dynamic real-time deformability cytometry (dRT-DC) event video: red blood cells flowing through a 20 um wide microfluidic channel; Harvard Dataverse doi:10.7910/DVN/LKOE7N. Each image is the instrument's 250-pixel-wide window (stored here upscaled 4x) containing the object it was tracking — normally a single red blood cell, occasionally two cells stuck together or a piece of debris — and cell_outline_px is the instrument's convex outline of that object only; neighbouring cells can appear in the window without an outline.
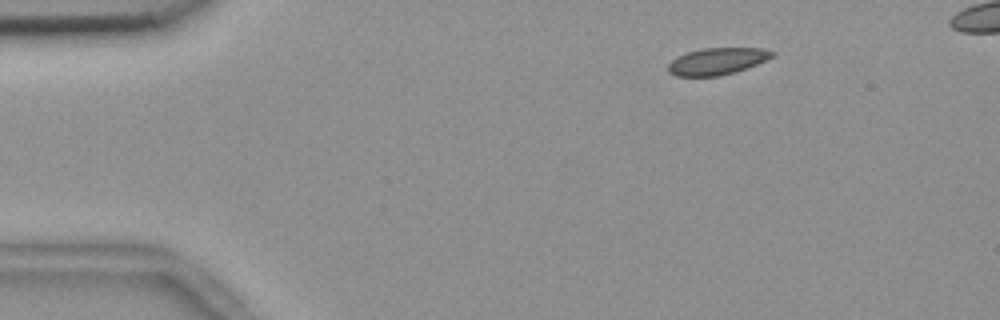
{"species": "common noctule bat (a hibernating species)", "species_latin": "Nyctalus noctula", "temperature_condition": "room temperature", "stored_images_in_passage": 53, "camera_frame_rate_fps": 3000, "um_per_image_px": 0.085, "animal": {"sex": "female", "body_mass_g": 18.4}, "frame": {"image": 1, "passage_image": 8, "time_ms": 2.333, "image_size_px": [1000, 320], "cell_outline_px": [[776, 52], [772, 56], [756, 64], [736, 72], [720, 76], [676, 76], [668, 72], [668, 64], [672, 60], [688, 52], [700, 48], [760, 48]], "centroid_in_image_um": [60.93, 5.21], "position_along_channel_um": 24.1, "area_um2": 16.13}}
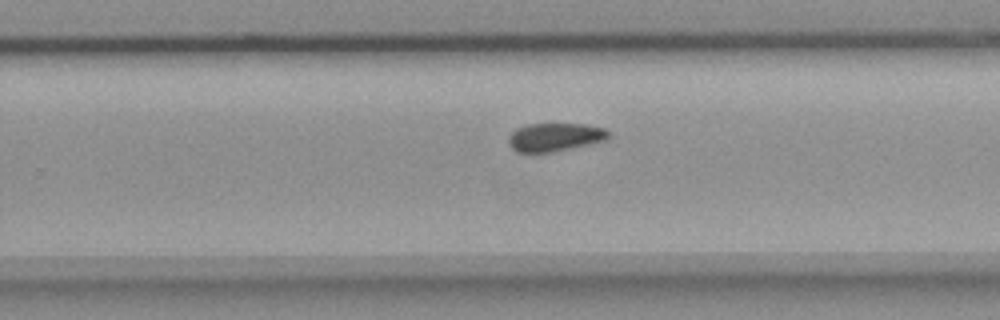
{"frame": {"image": 2, "passage_image": 35, "time_ms": 11.333, "image_size_px": [1000, 320], "cell_outline_px": [[612, 136], [608, 140], [552, 152], [516, 152], [508, 144], [508, 136], [516, 128], [528, 124], [588, 124], [604, 128], [612, 132]], "centroid_in_image_um": [47.21, 11.65], "position_along_channel_um": 282.6, "area_um2": 16.76}}
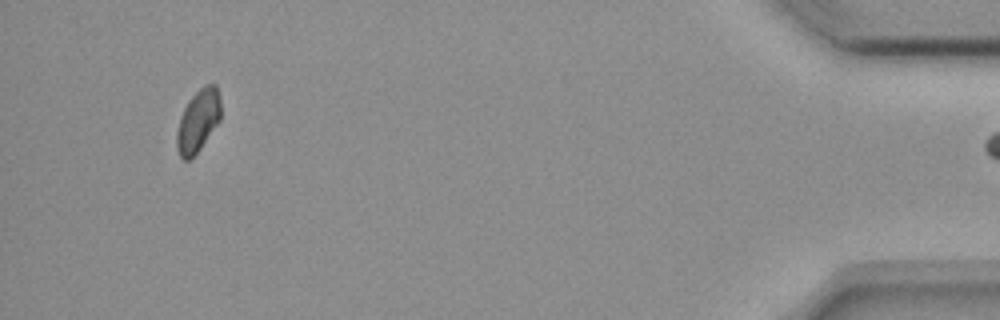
{"frame": {"image": 3, "passage_image": 52, "time_ms": 17.0, "image_size_px": [1000, 320], "cell_outline_px": [[220, 120], [200, 148], [188, 160], [184, 160], [180, 156], [176, 144], [176, 132], [180, 116], [188, 100], [204, 84], [216, 84], [220, 100]], "centroid_in_image_um": [16.82, 10.24], "position_along_channel_um": 418.4, "area_um2": 15.84}}